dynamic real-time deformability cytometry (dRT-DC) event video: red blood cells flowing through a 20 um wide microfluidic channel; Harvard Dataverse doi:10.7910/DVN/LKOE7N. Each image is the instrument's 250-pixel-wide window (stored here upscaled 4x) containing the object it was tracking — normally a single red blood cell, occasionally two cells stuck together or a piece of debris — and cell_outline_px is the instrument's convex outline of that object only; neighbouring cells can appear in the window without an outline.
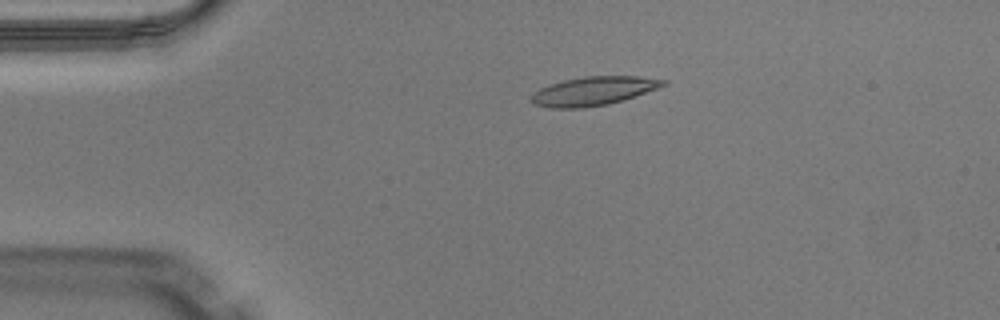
{"species": "Egyptian fruit bat (a non-hibernating species)", "species_latin": "Rousettus aegyptiacus", "temperature_condition": "warm", "stored_images_in_passage": 43, "camera_frame_rate_fps": 3000, "um_per_image_px": 0.085, "animal": {"sex": "male"}, "frame": {"image": 1, "passage_image": 4, "time_ms": 1.0, "image_size_px": [1000, 320], "cell_outline_px": [[668, 84], [624, 100], [608, 104], [584, 108], [552, 108], [536, 104], [528, 96], [540, 88], [564, 80], [584, 76], [640, 76], [668, 80]], "centroid_in_image_um": [50.47, 7.73], "position_along_channel_um": 34.5, "area_um2": 22.08}}
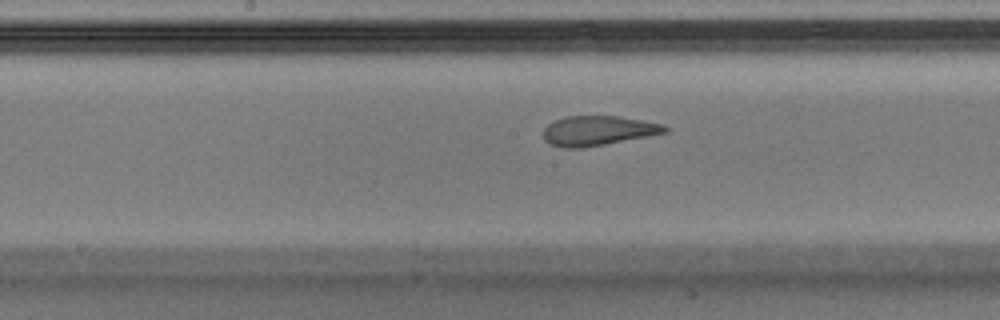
{"frame": {"image": 2, "passage_image": 19, "time_ms": 6.0, "image_size_px": [1000, 320], "cell_outline_px": [[668, 132], [604, 144], [580, 148], [564, 148], [548, 144], [544, 140], [544, 128], [548, 124], [564, 116], [616, 116], [640, 120], [660, 124], [668, 128]], "centroid_in_image_um": [50.76, 11.11], "position_along_channel_um": 197.4, "area_um2": 20.75}}
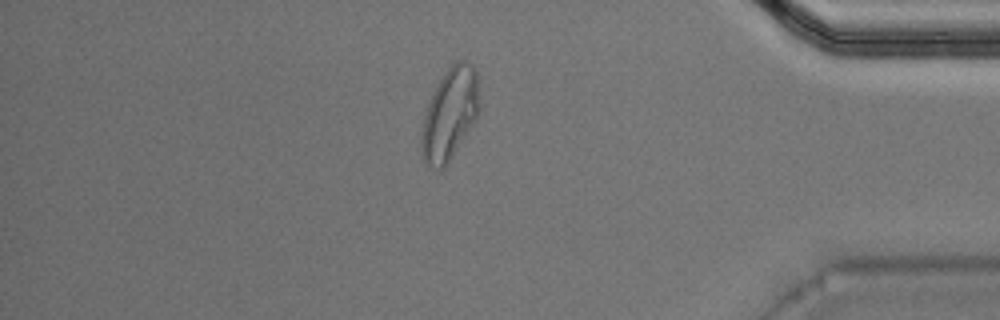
{"frame": {"image": 3, "passage_image": 36, "time_ms": 11.667, "image_size_px": [1000, 320], "cell_outline_px": [[480, 108], [476, 116], [444, 168], [440, 168], [428, 164], [424, 160], [420, 148], [420, 132], [424, 116], [428, 104], [444, 72], [456, 60], [464, 60], [472, 64], [476, 68]], "centroid_in_image_um": [38.22, 9.63], "position_along_channel_um": 397.0, "area_um2": 30.29}, "authors_computed_cell_mechanics": {"area_um2": 22.3108, "velocity_mm_per_s": 4.0772, "shape_relaxation_time_tau1_ms": null, "shape_relaxation_time_tau2_ms": 1.0518, "deformation_change_tau1": null, "deformation_change_tau2": 0.0901}}